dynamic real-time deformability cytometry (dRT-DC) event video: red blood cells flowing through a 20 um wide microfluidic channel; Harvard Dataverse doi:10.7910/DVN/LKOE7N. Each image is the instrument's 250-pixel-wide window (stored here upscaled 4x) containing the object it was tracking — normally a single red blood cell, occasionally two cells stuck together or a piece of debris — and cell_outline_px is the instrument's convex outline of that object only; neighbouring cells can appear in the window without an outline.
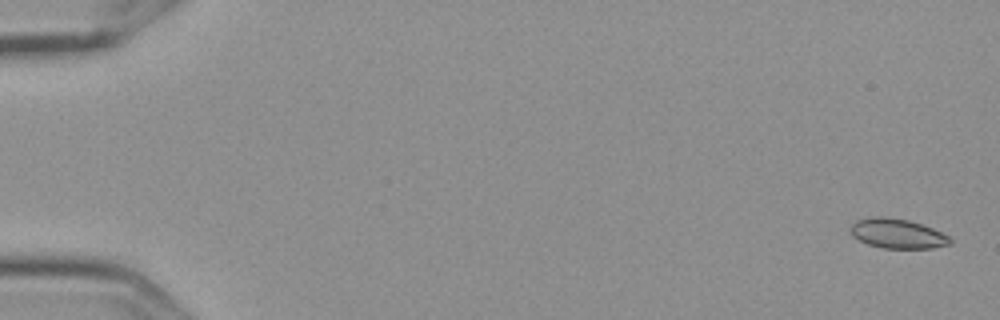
{"species": "Egyptian fruit bat (a non-hibernating species)", "species_latin": "Rousettus aegyptiacus", "temperature_condition": "cold", "stored_images_in_passage": 6, "camera_frame_rate_fps": 3000, "um_per_image_px": 0.085, "frame": {"image": 1, "passage_image": 1, "time_ms": 0.0, "image_size_px": [1000, 320], "cell_outline_px": [[952, 244], [932, 248], [884, 248], [868, 244], [852, 236], [848, 228], [856, 220], [876, 216], [884, 216], [908, 220], [932, 228], [948, 236], [952, 240]], "centroid_in_image_um": [76.25, 19.85], "position_along_channel_um": 8.7, "area_um2": 17.17}}
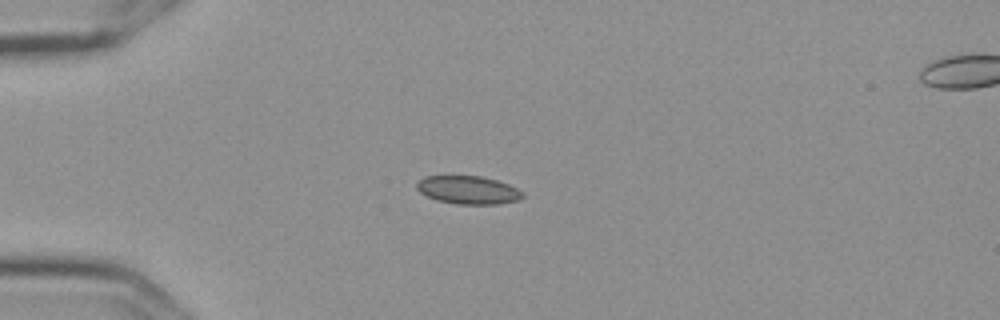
{"frame": {"image": 2, "passage_image": 5, "time_ms": 1.333, "image_size_px": [1000, 320], "cell_outline_px": [[524, 196], [520, 200], [500, 204], [456, 204], [436, 200], [420, 192], [416, 188], [416, 184], [424, 176], [480, 176], [496, 180], [508, 184], [524, 192]], "centroid_in_image_um": [39.82, 16.16], "position_along_channel_um": 45.2, "area_um2": 17.4}}